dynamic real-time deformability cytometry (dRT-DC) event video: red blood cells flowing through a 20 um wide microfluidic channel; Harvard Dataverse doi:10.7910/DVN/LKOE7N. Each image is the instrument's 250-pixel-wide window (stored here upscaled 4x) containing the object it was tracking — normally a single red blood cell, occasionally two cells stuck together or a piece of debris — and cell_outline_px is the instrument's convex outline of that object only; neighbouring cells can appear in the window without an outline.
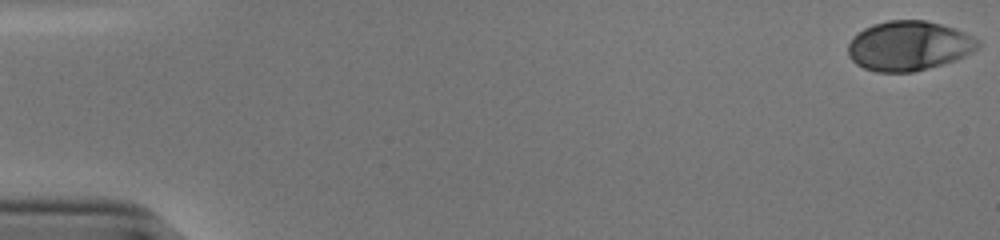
{"species": "human", "species_latin": "Homo sapiens", "temperature_condition": "cold", "stored_images_in_passage": 45, "camera_frame_rate_fps": 3000, "um_per_image_px": 0.085, "donor": {"sex": "male"}, "frame": {"image": 1, "passage_image": 1, "time_ms": 0.0, "image_size_px": [1000, 240], "cell_outline_px": [[980, 44], [972, 52], [956, 60], [912, 72], [876, 72], [864, 68], [856, 64], [848, 56], [848, 44], [852, 36], [864, 28], [872, 24], [888, 20], [924, 20], [940, 24], [964, 32], [980, 40]], "centroid_in_image_um": [77.21, 3.89], "position_along_channel_um": 7.8, "area_um2": 37.57}}
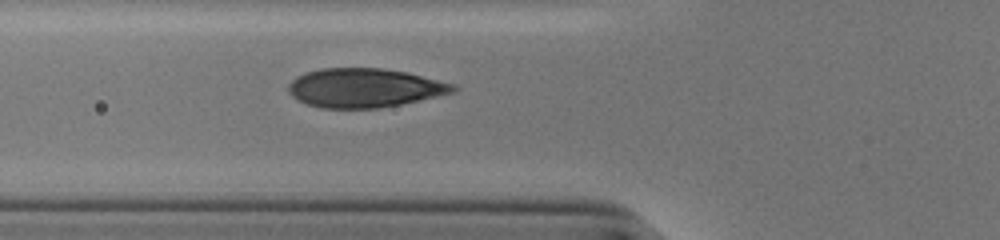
{"frame": {"image": 2, "passage_image": 21, "time_ms": 6.667, "image_size_px": [1000, 240], "cell_outline_px": [[460, 88], [456, 92], [400, 104], [380, 108], [320, 108], [296, 100], [288, 92], [288, 84], [296, 76], [304, 72], [320, 68], [384, 68], [408, 72], [456, 84]], "centroid_in_image_um": [30.99, 7.46], "position_along_channel_um": 94.8, "area_um2": 37.86}}
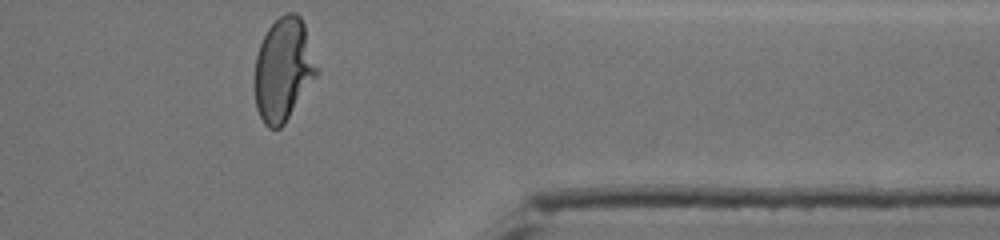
{"frame": {"image": 3, "passage_image": 45, "time_ms": 14.667, "image_size_px": [1000, 240], "cell_outline_px": [[320, 72], [284, 124], [280, 128], [268, 128], [264, 124], [256, 108], [256, 56], [260, 44], [268, 28], [280, 16], [288, 12], [296, 12], [300, 16], [304, 24]], "centroid_in_image_um": [24.12, 5.91], "position_along_channel_um": 387.3, "area_um2": 37.11}, "authors_computed_cell_mechanics": {"area_um2": 37.4544, "velocity_mm_per_s": 3.8179, "shape_relaxation_time_tau1_ms": 3.7826, "shape_relaxation_time_tau2_ms": null, "deformation_change_tau1": 0.1965, "deformation_change_tau2": null}}